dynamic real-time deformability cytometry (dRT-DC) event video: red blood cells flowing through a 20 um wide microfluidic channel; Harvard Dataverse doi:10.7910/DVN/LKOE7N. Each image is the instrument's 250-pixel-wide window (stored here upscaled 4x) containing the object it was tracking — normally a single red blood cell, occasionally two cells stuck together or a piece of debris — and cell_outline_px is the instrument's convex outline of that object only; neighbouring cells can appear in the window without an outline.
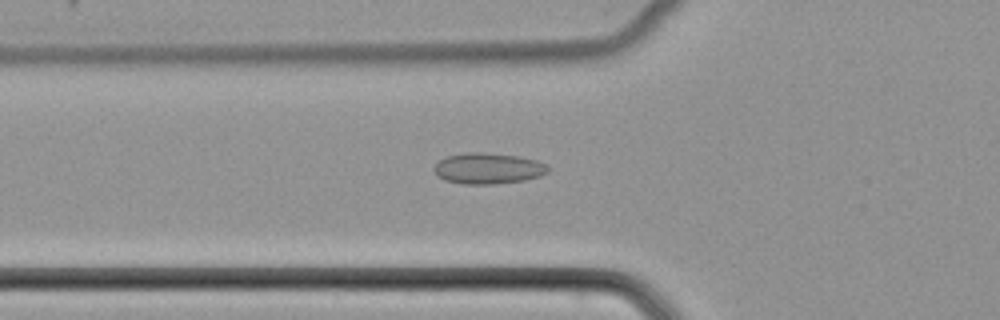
{"species": "common noctule bat (a hibernating species)", "species_latin": "Nyctalus noctula", "temperature_condition": "cold", "stored_images_in_passage": 52, "camera_frame_rate_fps": 3000, "um_per_image_px": 0.085, "animal": {"sex": "female", "body_mass_g": 22.7, "forearm_length_mm": 54.2}, "frame": {"image": 1, "passage_image": 19, "time_ms": 6.0, "image_size_px": [1000, 320], "cell_outline_px": [[548, 172], [540, 176], [524, 180], [496, 184], [464, 184], [444, 180], [436, 176], [432, 168], [444, 156], [468, 152], [484, 152], [520, 156], [536, 160], [548, 164]], "centroid_in_image_um": [41.47, 14.31], "position_along_channel_um": 84.3, "area_um2": 20.87}}
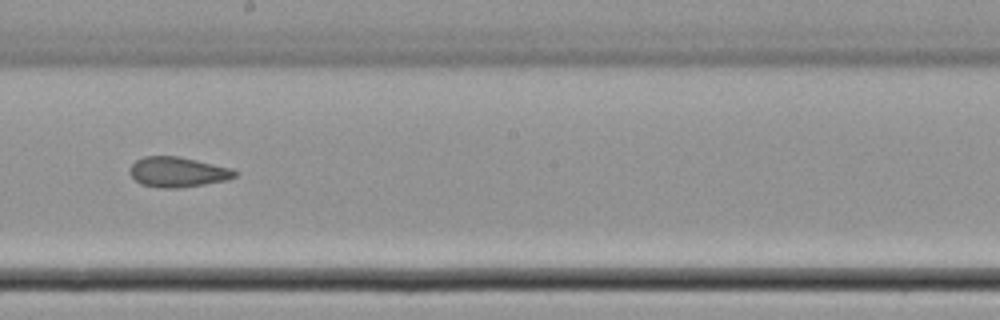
{"frame": {"image": 2, "passage_image": 30, "time_ms": 9.667, "image_size_px": [1000, 320], "cell_outline_px": [[240, 172], [236, 176], [228, 180], [180, 188], [160, 188], [140, 184], [128, 172], [128, 168], [136, 160], [144, 156], [176, 156], [196, 160], [232, 168]], "centroid_in_image_um": [15.11, 14.63], "position_along_channel_um": 233.1, "area_um2": 18.61}}
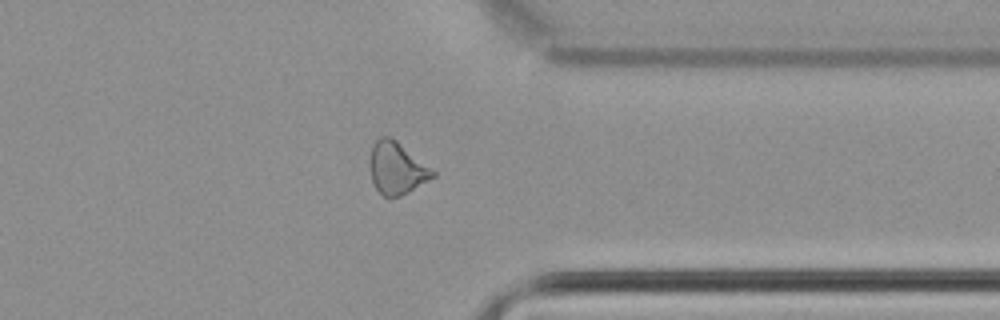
{"frame": {"image": 3, "passage_image": 41, "time_ms": 13.333, "image_size_px": [1000, 320], "cell_outline_px": [[436, 176], [408, 192], [400, 196], [384, 196], [376, 188], [372, 180], [368, 168], [372, 144], [380, 136], [388, 136], [396, 140], [432, 168], [436, 172]], "centroid_in_image_um": [33.71, 14.28], "position_along_channel_um": 377.7, "area_um2": 19.13}}